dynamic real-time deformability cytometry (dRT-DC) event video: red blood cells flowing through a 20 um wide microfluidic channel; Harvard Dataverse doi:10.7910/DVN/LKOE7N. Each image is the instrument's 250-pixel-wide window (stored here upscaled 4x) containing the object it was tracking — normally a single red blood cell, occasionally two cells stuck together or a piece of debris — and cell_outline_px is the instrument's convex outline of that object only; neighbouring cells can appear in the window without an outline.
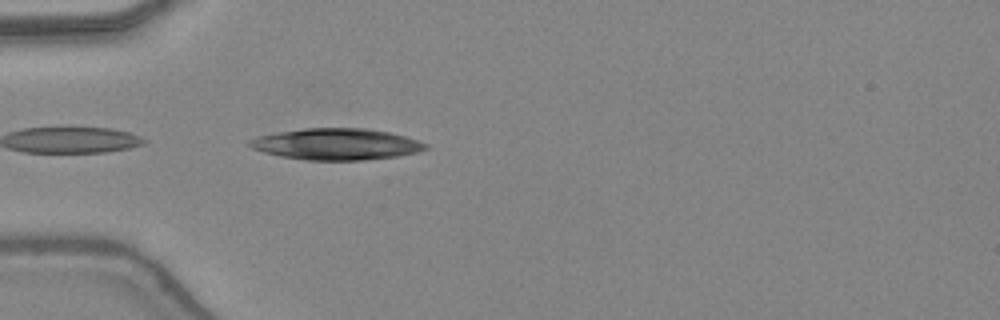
{"species": "common noctule bat (a hibernating species)", "species_latin": "Nyctalus noctula", "temperature_condition": "warm", "stored_images_in_passage": 14, "camera_frame_rate_fps": 3000, "um_per_image_px": 0.085, "animal": {"sex": "female", "body_mass_g": 24.6, "forearm_length_mm": 56.2}, "frame": {"image": 1, "passage_image": 1, "time_ms": 0.0, "image_size_px": [1000, 320], "cell_outline_px": [[428, 148], [416, 152], [396, 156], [360, 160], [304, 160], [280, 156], [264, 152], [252, 148], [248, 144], [248, 140], [256, 136], [304, 128], [364, 128], [388, 132], [404, 136], [428, 144]], "centroid_in_image_um": [28.55, 12.25], "position_along_channel_um": 56.4, "area_um2": 31.96}}
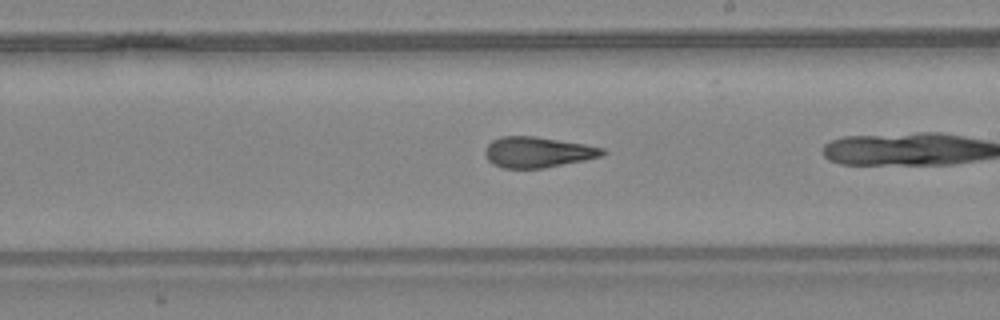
{"frame": {"image": 2, "passage_image": 12, "time_ms": 3.667, "image_size_px": [1000, 320], "cell_outline_px": [[608, 152], [604, 156], [544, 168], [500, 168], [492, 164], [484, 156], [484, 152], [488, 144], [492, 140], [500, 136], [536, 136], [584, 144], [604, 148]], "centroid_in_image_um": [45.69, 12.93], "position_along_channel_um": 243.3, "area_um2": 21.21}}